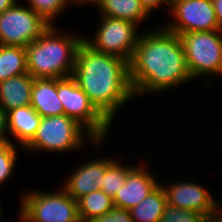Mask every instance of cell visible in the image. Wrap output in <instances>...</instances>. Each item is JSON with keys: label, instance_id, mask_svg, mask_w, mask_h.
Masks as SVG:
<instances>
[{"label": "cell", "instance_id": "obj_1", "mask_svg": "<svg viewBox=\"0 0 222 222\" xmlns=\"http://www.w3.org/2000/svg\"><path fill=\"white\" fill-rule=\"evenodd\" d=\"M156 28L141 31L129 61V77L135 97L163 95V91L193 81L180 36L164 26Z\"/></svg>", "mask_w": 222, "mask_h": 222}, {"label": "cell", "instance_id": "obj_2", "mask_svg": "<svg viewBox=\"0 0 222 222\" xmlns=\"http://www.w3.org/2000/svg\"><path fill=\"white\" fill-rule=\"evenodd\" d=\"M72 77L111 124L121 107L135 97L129 61L95 51L84 41L78 47Z\"/></svg>", "mask_w": 222, "mask_h": 222}, {"label": "cell", "instance_id": "obj_3", "mask_svg": "<svg viewBox=\"0 0 222 222\" xmlns=\"http://www.w3.org/2000/svg\"><path fill=\"white\" fill-rule=\"evenodd\" d=\"M51 25L26 49L27 71L33 78L61 79L72 76L78 47L84 36L60 32ZM66 33V34H64Z\"/></svg>", "mask_w": 222, "mask_h": 222}, {"label": "cell", "instance_id": "obj_4", "mask_svg": "<svg viewBox=\"0 0 222 222\" xmlns=\"http://www.w3.org/2000/svg\"><path fill=\"white\" fill-rule=\"evenodd\" d=\"M105 140H96L75 119L65 114L42 117L33 139L23 148L25 152L65 153L83 150V146L101 147ZM92 143V144H91ZM99 144V145H98ZM87 145V146H86ZM97 145V146H96Z\"/></svg>", "mask_w": 222, "mask_h": 222}, {"label": "cell", "instance_id": "obj_5", "mask_svg": "<svg viewBox=\"0 0 222 222\" xmlns=\"http://www.w3.org/2000/svg\"><path fill=\"white\" fill-rule=\"evenodd\" d=\"M179 36L192 80L207 77L200 82L203 84L204 81L207 87L213 85L210 78L222 76V30L189 32Z\"/></svg>", "mask_w": 222, "mask_h": 222}, {"label": "cell", "instance_id": "obj_6", "mask_svg": "<svg viewBox=\"0 0 222 222\" xmlns=\"http://www.w3.org/2000/svg\"><path fill=\"white\" fill-rule=\"evenodd\" d=\"M20 197V222H80L77 201L61 186L53 192L28 189Z\"/></svg>", "mask_w": 222, "mask_h": 222}, {"label": "cell", "instance_id": "obj_7", "mask_svg": "<svg viewBox=\"0 0 222 222\" xmlns=\"http://www.w3.org/2000/svg\"><path fill=\"white\" fill-rule=\"evenodd\" d=\"M57 94L64 114L75 119L96 140H106L111 123L97 110L72 76L57 79Z\"/></svg>", "mask_w": 222, "mask_h": 222}, {"label": "cell", "instance_id": "obj_8", "mask_svg": "<svg viewBox=\"0 0 222 222\" xmlns=\"http://www.w3.org/2000/svg\"><path fill=\"white\" fill-rule=\"evenodd\" d=\"M93 37L83 38V41L95 51L114 55L130 61L139 35L138 26L130 21L100 16Z\"/></svg>", "mask_w": 222, "mask_h": 222}, {"label": "cell", "instance_id": "obj_9", "mask_svg": "<svg viewBox=\"0 0 222 222\" xmlns=\"http://www.w3.org/2000/svg\"><path fill=\"white\" fill-rule=\"evenodd\" d=\"M50 26L42 16L19 0L0 13V45L27 47Z\"/></svg>", "mask_w": 222, "mask_h": 222}, {"label": "cell", "instance_id": "obj_10", "mask_svg": "<svg viewBox=\"0 0 222 222\" xmlns=\"http://www.w3.org/2000/svg\"><path fill=\"white\" fill-rule=\"evenodd\" d=\"M166 12H170L173 21L163 23V26L178 35L219 30L212 0H173Z\"/></svg>", "mask_w": 222, "mask_h": 222}, {"label": "cell", "instance_id": "obj_11", "mask_svg": "<svg viewBox=\"0 0 222 222\" xmlns=\"http://www.w3.org/2000/svg\"><path fill=\"white\" fill-rule=\"evenodd\" d=\"M160 183L164 188L167 204L190 211H196L204 216H210L222 208L219 199H215L207 187L189 181H167ZM165 184V185H164Z\"/></svg>", "mask_w": 222, "mask_h": 222}, {"label": "cell", "instance_id": "obj_12", "mask_svg": "<svg viewBox=\"0 0 222 222\" xmlns=\"http://www.w3.org/2000/svg\"><path fill=\"white\" fill-rule=\"evenodd\" d=\"M138 164H140L138 166ZM143 162L137 163L128 173L123 187L116 193L113 203L115 207L130 210L143 201L149 193L161 182L154 175V171L144 166ZM149 171H148V170ZM160 180V181H158Z\"/></svg>", "mask_w": 222, "mask_h": 222}, {"label": "cell", "instance_id": "obj_13", "mask_svg": "<svg viewBox=\"0 0 222 222\" xmlns=\"http://www.w3.org/2000/svg\"><path fill=\"white\" fill-rule=\"evenodd\" d=\"M82 163L67 174L61 186L76 201L93 191L100 190L106 172V157L104 156Z\"/></svg>", "mask_w": 222, "mask_h": 222}, {"label": "cell", "instance_id": "obj_14", "mask_svg": "<svg viewBox=\"0 0 222 222\" xmlns=\"http://www.w3.org/2000/svg\"><path fill=\"white\" fill-rule=\"evenodd\" d=\"M41 118L30 105L8 111L7 127L10 142L24 148L35 136Z\"/></svg>", "mask_w": 222, "mask_h": 222}, {"label": "cell", "instance_id": "obj_15", "mask_svg": "<svg viewBox=\"0 0 222 222\" xmlns=\"http://www.w3.org/2000/svg\"><path fill=\"white\" fill-rule=\"evenodd\" d=\"M30 106L41 117L64 114L57 94V79L34 78Z\"/></svg>", "mask_w": 222, "mask_h": 222}, {"label": "cell", "instance_id": "obj_16", "mask_svg": "<svg viewBox=\"0 0 222 222\" xmlns=\"http://www.w3.org/2000/svg\"><path fill=\"white\" fill-rule=\"evenodd\" d=\"M34 78L29 74H20L0 82V107L8 111L29 106L31 103Z\"/></svg>", "mask_w": 222, "mask_h": 222}, {"label": "cell", "instance_id": "obj_17", "mask_svg": "<svg viewBox=\"0 0 222 222\" xmlns=\"http://www.w3.org/2000/svg\"><path fill=\"white\" fill-rule=\"evenodd\" d=\"M96 7L99 16L130 21L137 26L151 15L139 0H102Z\"/></svg>", "mask_w": 222, "mask_h": 222}, {"label": "cell", "instance_id": "obj_18", "mask_svg": "<svg viewBox=\"0 0 222 222\" xmlns=\"http://www.w3.org/2000/svg\"><path fill=\"white\" fill-rule=\"evenodd\" d=\"M166 205V194L159 183L143 201L129 210L132 221L160 222Z\"/></svg>", "mask_w": 222, "mask_h": 222}, {"label": "cell", "instance_id": "obj_19", "mask_svg": "<svg viewBox=\"0 0 222 222\" xmlns=\"http://www.w3.org/2000/svg\"><path fill=\"white\" fill-rule=\"evenodd\" d=\"M77 207L80 222H91L108 213L114 207V203L113 199L100 189L79 198Z\"/></svg>", "mask_w": 222, "mask_h": 222}, {"label": "cell", "instance_id": "obj_20", "mask_svg": "<svg viewBox=\"0 0 222 222\" xmlns=\"http://www.w3.org/2000/svg\"><path fill=\"white\" fill-rule=\"evenodd\" d=\"M25 73H28L25 47L0 45V82Z\"/></svg>", "mask_w": 222, "mask_h": 222}, {"label": "cell", "instance_id": "obj_21", "mask_svg": "<svg viewBox=\"0 0 222 222\" xmlns=\"http://www.w3.org/2000/svg\"><path fill=\"white\" fill-rule=\"evenodd\" d=\"M121 160L108 155L106 157V172L102 180L101 190L112 199L123 187L127 173L135 166V164L131 165V162L123 164Z\"/></svg>", "mask_w": 222, "mask_h": 222}, {"label": "cell", "instance_id": "obj_22", "mask_svg": "<svg viewBox=\"0 0 222 222\" xmlns=\"http://www.w3.org/2000/svg\"><path fill=\"white\" fill-rule=\"evenodd\" d=\"M26 4L37 14L42 16L48 23L55 25L58 17L74 5L73 0H25ZM72 3V4H71ZM70 4V5H69ZM68 6V7H67ZM57 18V19H56Z\"/></svg>", "mask_w": 222, "mask_h": 222}, {"label": "cell", "instance_id": "obj_23", "mask_svg": "<svg viewBox=\"0 0 222 222\" xmlns=\"http://www.w3.org/2000/svg\"><path fill=\"white\" fill-rule=\"evenodd\" d=\"M18 148L23 152L24 149L14 145L8 141L0 143V187L3 183L8 182L9 178L13 177L17 158H19Z\"/></svg>", "mask_w": 222, "mask_h": 222}, {"label": "cell", "instance_id": "obj_24", "mask_svg": "<svg viewBox=\"0 0 222 222\" xmlns=\"http://www.w3.org/2000/svg\"><path fill=\"white\" fill-rule=\"evenodd\" d=\"M204 215L196 211L166 205L160 222H202Z\"/></svg>", "mask_w": 222, "mask_h": 222}, {"label": "cell", "instance_id": "obj_25", "mask_svg": "<svg viewBox=\"0 0 222 222\" xmlns=\"http://www.w3.org/2000/svg\"><path fill=\"white\" fill-rule=\"evenodd\" d=\"M91 222H133V221L129 210L114 206L108 213H104L102 216L93 219Z\"/></svg>", "mask_w": 222, "mask_h": 222}, {"label": "cell", "instance_id": "obj_26", "mask_svg": "<svg viewBox=\"0 0 222 222\" xmlns=\"http://www.w3.org/2000/svg\"><path fill=\"white\" fill-rule=\"evenodd\" d=\"M141 4L145 7V9L151 14V17L153 15V12L164 6L168 7L166 10H169V2L167 0H139Z\"/></svg>", "mask_w": 222, "mask_h": 222}, {"label": "cell", "instance_id": "obj_27", "mask_svg": "<svg viewBox=\"0 0 222 222\" xmlns=\"http://www.w3.org/2000/svg\"><path fill=\"white\" fill-rule=\"evenodd\" d=\"M8 141L7 113L0 107V143Z\"/></svg>", "mask_w": 222, "mask_h": 222}, {"label": "cell", "instance_id": "obj_28", "mask_svg": "<svg viewBox=\"0 0 222 222\" xmlns=\"http://www.w3.org/2000/svg\"><path fill=\"white\" fill-rule=\"evenodd\" d=\"M218 21L219 30H222V0H212Z\"/></svg>", "mask_w": 222, "mask_h": 222}, {"label": "cell", "instance_id": "obj_29", "mask_svg": "<svg viewBox=\"0 0 222 222\" xmlns=\"http://www.w3.org/2000/svg\"><path fill=\"white\" fill-rule=\"evenodd\" d=\"M202 222H222V208L213 215L205 216Z\"/></svg>", "mask_w": 222, "mask_h": 222}, {"label": "cell", "instance_id": "obj_30", "mask_svg": "<svg viewBox=\"0 0 222 222\" xmlns=\"http://www.w3.org/2000/svg\"><path fill=\"white\" fill-rule=\"evenodd\" d=\"M18 0H0V13L11 8Z\"/></svg>", "mask_w": 222, "mask_h": 222}, {"label": "cell", "instance_id": "obj_31", "mask_svg": "<svg viewBox=\"0 0 222 222\" xmlns=\"http://www.w3.org/2000/svg\"><path fill=\"white\" fill-rule=\"evenodd\" d=\"M102 0H73V3L79 6L91 4L90 6L96 7Z\"/></svg>", "mask_w": 222, "mask_h": 222}, {"label": "cell", "instance_id": "obj_32", "mask_svg": "<svg viewBox=\"0 0 222 222\" xmlns=\"http://www.w3.org/2000/svg\"><path fill=\"white\" fill-rule=\"evenodd\" d=\"M2 210H3V208H2V205L0 204V220H1V218H3V215H4L3 214L4 212Z\"/></svg>", "mask_w": 222, "mask_h": 222}]
</instances>
